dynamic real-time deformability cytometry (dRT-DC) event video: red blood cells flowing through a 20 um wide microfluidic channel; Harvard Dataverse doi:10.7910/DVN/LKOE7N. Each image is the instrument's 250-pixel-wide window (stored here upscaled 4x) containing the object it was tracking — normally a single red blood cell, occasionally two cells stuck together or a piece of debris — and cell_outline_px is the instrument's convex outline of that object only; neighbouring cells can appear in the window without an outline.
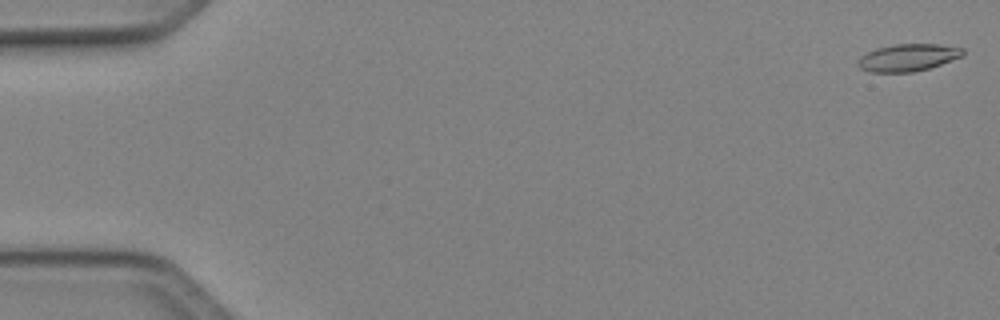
{"species": "Egyptian fruit bat (a non-hibernating species)", "species_latin": "Rousettus aegyptiacus", "temperature_condition": "cold", "stored_images_in_passage": 5, "camera_frame_rate_fps": 3000, "um_per_image_px": 0.085, "animal": {"sex": "female"}, "frame": {"image": 1, "passage_image": 1, "time_ms": 0.0, "image_size_px": [1000, 320], "cell_outline_px": [[964, 56], [928, 68], [912, 72], [872, 72], [860, 68], [856, 64], [856, 60], [860, 56], [876, 48], [892, 44], [936, 44], [964, 48]], "centroid_in_image_um": [77.15, 4.88], "position_along_channel_um": 7.8, "area_um2": 16.7}}